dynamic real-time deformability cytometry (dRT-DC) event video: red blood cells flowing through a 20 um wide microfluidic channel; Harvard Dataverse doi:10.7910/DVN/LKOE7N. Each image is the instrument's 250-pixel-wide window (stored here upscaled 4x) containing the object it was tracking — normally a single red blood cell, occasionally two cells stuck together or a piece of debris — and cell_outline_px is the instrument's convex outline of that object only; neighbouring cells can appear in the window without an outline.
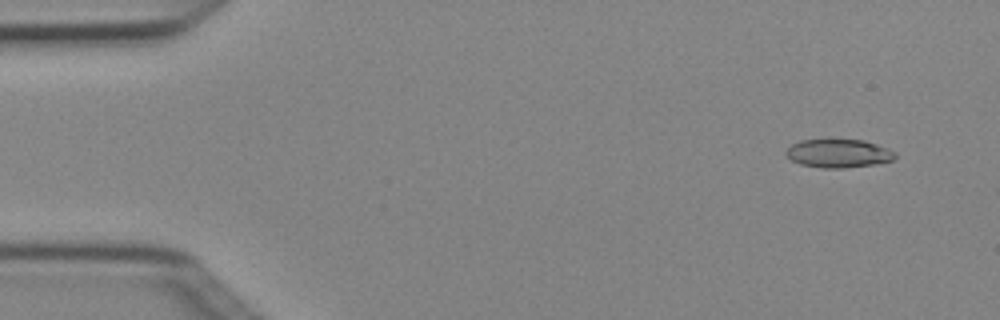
{"species": "Egyptian fruit bat (a non-hibernating species)", "species_latin": "Rousettus aegyptiacus", "temperature_condition": "cold", "stored_images_in_passage": 2, "camera_frame_rate_fps": 3000, "um_per_image_px": 0.085, "animal": {"sex": "female"}, "frame": {"image": 1, "passage_image": 1, "time_ms": 0.0, "image_size_px": [1000, 320], "cell_outline_px": [[896, 156], [892, 160], [876, 164], [844, 168], [820, 168], [800, 164], [792, 160], [784, 152], [792, 144], [800, 140], [864, 140], [888, 148], [896, 152]], "centroid_in_image_um": [71.28, 13.04], "position_along_channel_um": 13.7, "area_um2": 18.03}}